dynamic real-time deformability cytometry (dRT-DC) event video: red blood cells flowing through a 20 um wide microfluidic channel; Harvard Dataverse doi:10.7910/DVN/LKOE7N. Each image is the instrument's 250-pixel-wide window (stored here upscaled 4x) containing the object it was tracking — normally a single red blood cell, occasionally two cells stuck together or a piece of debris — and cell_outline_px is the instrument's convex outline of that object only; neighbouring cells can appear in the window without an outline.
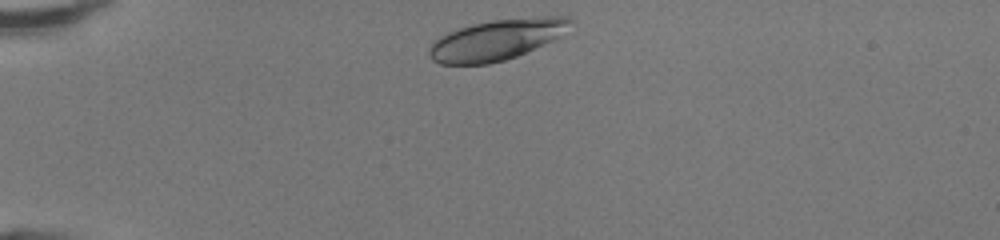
{"species": "human", "species_latin": "Homo sapiens", "temperature_condition": "room temperature", "stored_images_in_passage": 37, "camera_frame_rate_fps": 3000, "um_per_image_px": 0.085, "donor": {"sex": "female"}, "frame": {"image": 1, "passage_image": 1, "time_ms": 0.0, "image_size_px": [1000, 240], "cell_outline_px": [[572, 20], [560, 36], [544, 44], [516, 56], [504, 60], [488, 64], [440, 64], [432, 60], [428, 56], [428, 48], [440, 36], [448, 32], [472, 24], [492, 20], [540, 16], [568, 16]], "centroid_in_image_um": [42.17, 3.38], "position_along_channel_um": 42.8, "area_um2": 33.18}}
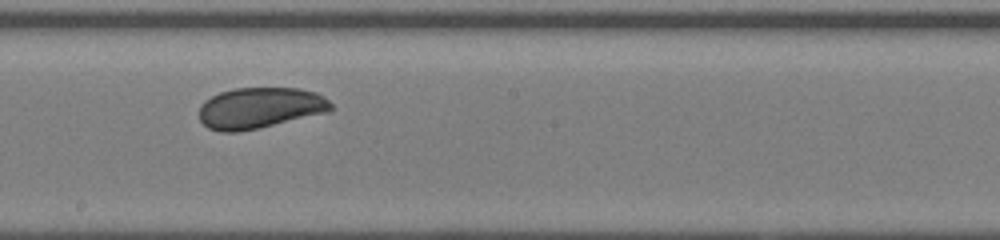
{"frame": {"image": 2, "passage_image": 17, "time_ms": 5.333, "image_size_px": [1000, 240], "cell_outline_px": [[332, 108], [328, 112], [256, 128], [236, 132], [220, 132], [208, 128], [200, 120], [200, 104], [204, 100], [220, 92], [236, 88], [296, 88], [316, 92], [324, 96], [332, 104]], "centroid_in_image_um": [22.07, 9.16], "position_along_channel_um": 226.1, "area_um2": 31.27}}
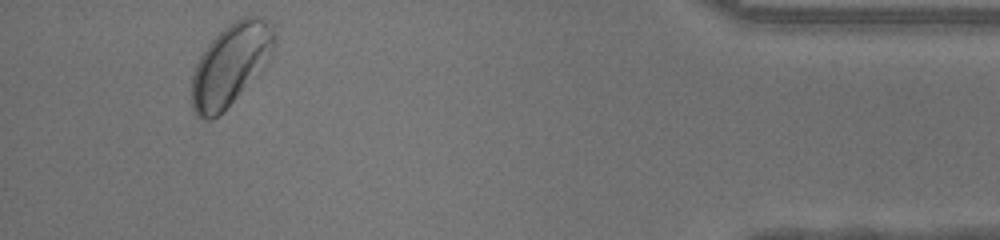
{"frame": {"image": 3, "passage_image": 34, "time_ms": 11.0, "image_size_px": [1000, 240], "cell_outline_px": [[276, 40], [272, 52], [224, 112], [212, 120], [204, 120], [192, 108], [192, 76], [196, 64], [200, 56], [208, 44], [228, 24], [244, 16], [256, 16], [264, 20], [276, 28]], "centroid_in_image_um": [19.57, 5.47], "position_along_channel_um": 415.6, "area_um2": 38.26}, "authors_computed_cell_mechanics": {"area_um2": 32.4836, "velocity_mm_per_s": 4.2615, "shape_relaxation_time_tau1_ms": 4.4816, "shape_relaxation_time_tau2_ms": null, "deformation_change_tau1": 0.0815, "deformation_change_tau2": null}}